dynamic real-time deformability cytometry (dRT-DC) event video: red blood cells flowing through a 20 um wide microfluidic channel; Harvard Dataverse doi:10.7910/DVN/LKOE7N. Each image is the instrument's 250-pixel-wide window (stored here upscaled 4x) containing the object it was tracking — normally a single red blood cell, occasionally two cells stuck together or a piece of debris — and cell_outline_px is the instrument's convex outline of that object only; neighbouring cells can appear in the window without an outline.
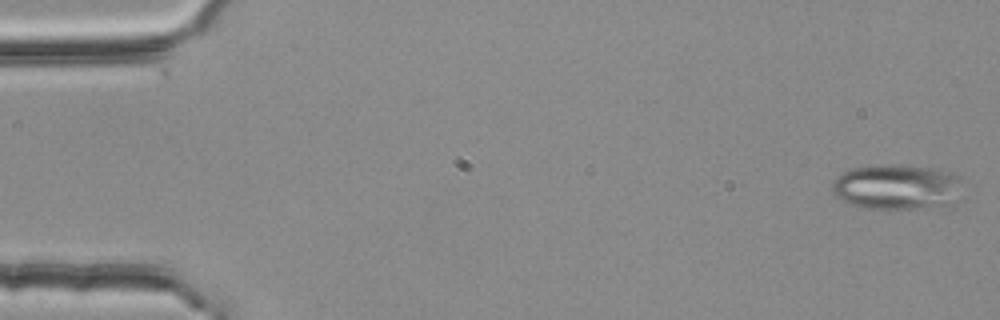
{"species": "common noctule bat (a hibernating species)", "species_latin": "Nyctalus noctula", "temperature_condition": "room temperature", "stored_images_in_passage": 55, "segment_of_instrument_passage": [1, 3], "camera_frame_rate_fps": 3000, "um_per_image_px": 0.085, "animal": {"sex": "female", "body_mass_g": 25.1}, "frame": {"image": 1, "passage_image": 1, "time_ms": 0.0, "image_size_px": [1000, 320], "cell_outline_px": [[960, 180], [948, 204], [916, 208], [864, 208], [848, 204], [840, 200], [832, 192], [832, 184], [836, 176], [852, 168], [872, 164], [900, 164], [936, 168], [956, 172], [960, 176]], "centroid_in_image_um": [76.11, 15.84], "position_along_channel_um": 8.9, "area_um2": 34.22}}